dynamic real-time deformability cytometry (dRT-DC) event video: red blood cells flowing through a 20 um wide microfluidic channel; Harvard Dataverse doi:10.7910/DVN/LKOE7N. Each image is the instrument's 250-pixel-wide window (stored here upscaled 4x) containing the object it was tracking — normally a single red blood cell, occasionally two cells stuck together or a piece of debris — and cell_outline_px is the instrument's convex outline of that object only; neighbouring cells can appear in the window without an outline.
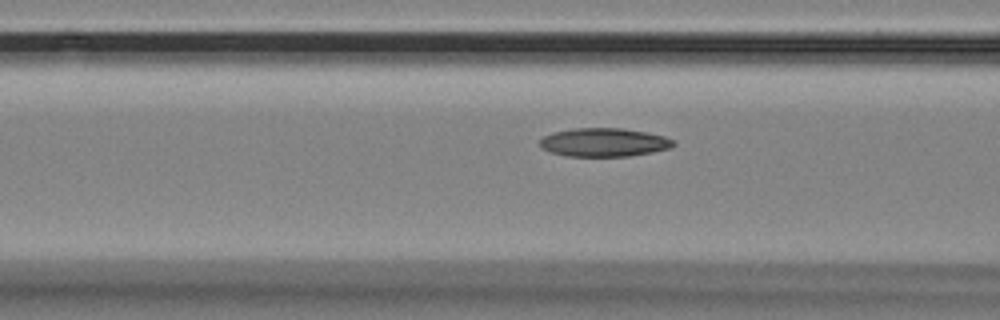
{"species": "Egyptian fruit bat (a non-hibernating species)", "species_latin": "Rousettus aegyptiacus", "temperature_condition": "room temperature", "stored_images_in_passage": 22, "camera_frame_rate_fps": 3000, "um_per_image_px": 0.085, "animal": {"sex": "female"}, "frame": {"image": 1, "passage_image": 16, "time_ms": 5.0, "image_size_px": [1000, 320], "cell_outline_px": [[676, 144], [672, 148], [652, 152], [628, 156], [568, 156], [552, 152], [544, 148], [540, 144], [540, 140], [544, 136], [552, 132], [572, 128], [624, 128], [648, 132], [664, 136], [672, 140]], "centroid_in_image_um": [51.37, 12.09], "position_along_channel_um": 115.2, "area_um2": 22.2}}
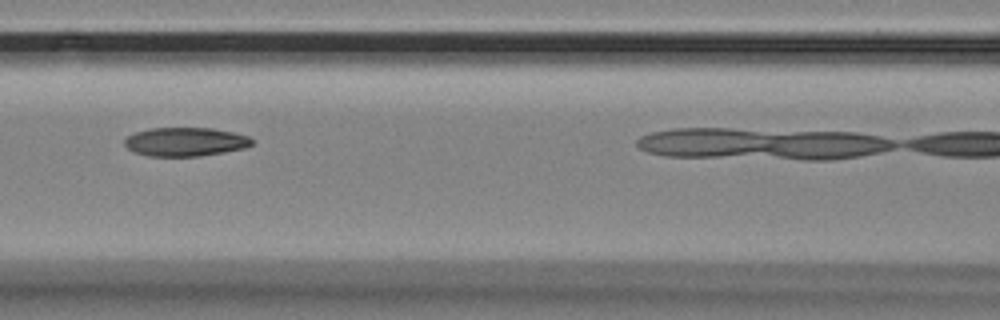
{"frame": {"image": 2, "passage_image": 19, "time_ms": 6.0, "image_size_px": [1000, 320], "cell_outline_px": [[252, 144], [244, 148], [224, 152], [200, 156], [148, 156], [136, 152], [128, 148], [124, 144], [124, 140], [128, 136], [136, 132], [152, 128], [212, 128], [232, 132], [248, 136], [252, 140]], "centroid_in_image_um": [15.75, 12.05], "position_along_channel_um": 150.8, "area_um2": 21.15}}